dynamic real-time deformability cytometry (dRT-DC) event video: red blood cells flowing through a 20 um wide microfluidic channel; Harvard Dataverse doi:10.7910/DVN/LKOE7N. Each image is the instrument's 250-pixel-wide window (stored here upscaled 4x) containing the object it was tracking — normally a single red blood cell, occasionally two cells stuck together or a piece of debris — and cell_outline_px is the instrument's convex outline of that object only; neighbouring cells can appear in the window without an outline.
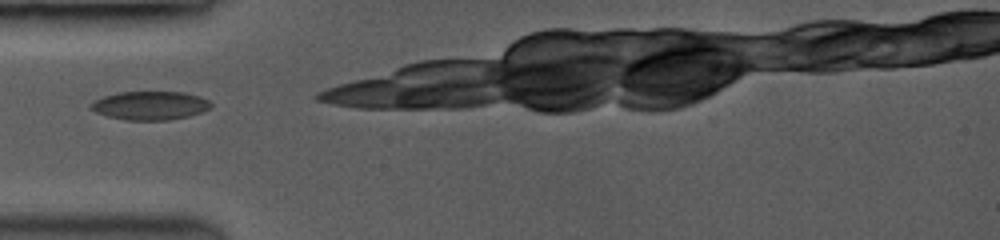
{"species": "common noctule bat (a hibernating species)", "species_latin": "Nyctalus noctula", "temperature_condition": "room temperature", "stored_images_in_passage": 7, "camera_frame_rate_fps": 3500, "um_per_image_px": 0.085, "animal": {"sex": "female", "body_mass_g": 19.0, "forearm_length_mm": 53.3}, "frame": {"image": 1, "passage_image": 1, "time_ms": 0.0, "image_size_px": [1000, 240], "cell_outline_px": [[212, 104], [208, 108], [200, 112], [188, 116], [168, 120], [124, 120], [108, 116], [96, 112], [88, 104], [104, 96], [120, 92], [180, 92], [196, 96], [208, 100]], "centroid_in_image_um": [12.72, 8.97], "position_along_channel_um": 72.3, "area_um2": 19.65}}